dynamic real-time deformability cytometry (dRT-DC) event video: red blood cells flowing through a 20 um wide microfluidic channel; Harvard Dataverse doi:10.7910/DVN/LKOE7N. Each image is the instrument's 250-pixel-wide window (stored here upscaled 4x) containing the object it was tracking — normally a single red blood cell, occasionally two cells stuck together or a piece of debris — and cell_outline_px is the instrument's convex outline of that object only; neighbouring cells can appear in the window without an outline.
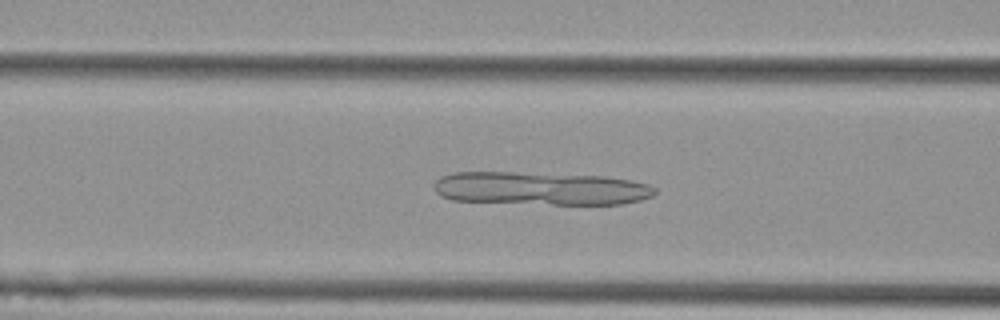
{"species": "Egyptian fruit bat (a non-hibernating species)", "species_latin": "Rousettus aegyptiacus", "temperature_condition": "cold", "stored_images_in_passage": 53, "camera_frame_rate_fps": 3000, "um_per_image_px": 0.085, "animal": {"sex": "female"}, "frame": {"image": 1, "passage_image": 21, "time_ms": 6.667, "image_size_px": [1000, 320], "cell_outline_px": [[656, 192], [652, 196], [640, 200], [620, 204], [552, 204], [452, 200], [440, 196], [436, 192], [436, 180], [440, 176], [452, 172], [512, 172], [604, 176], [632, 180], [648, 184], [656, 188]], "centroid_in_image_um": [45.97, 16.01], "position_along_channel_um": 120.6, "area_um2": 42.66}}
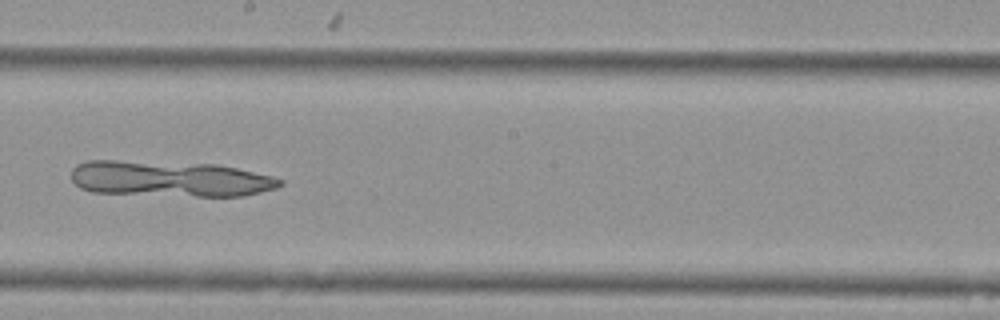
{"frame": {"image": 2, "passage_image": 30, "time_ms": 9.667, "image_size_px": [1000, 320], "cell_outline_px": [[284, 184], [276, 188], [244, 196], [196, 196], [92, 192], [80, 188], [72, 180], [72, 168], [76, 164], [88, 160], [116, 160], [216, 164], [236, 168], [272, 176], [284, 180]], "centroid_in_image_um": [14.43, 15.19], "position_along_channel_um": 233.8, "area_um2": 43.58}}
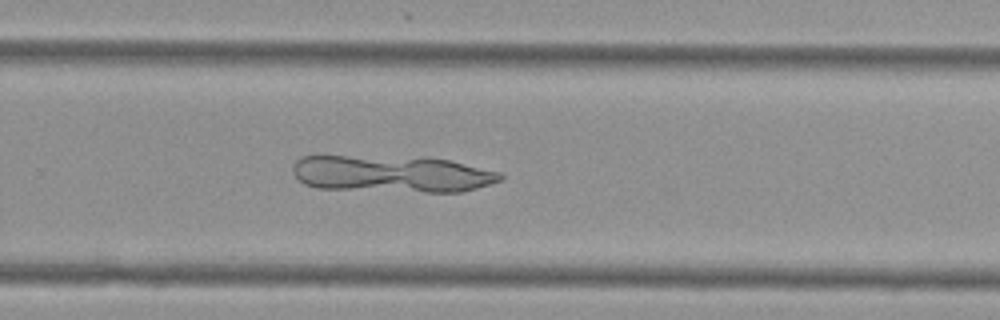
{"frame": {"image": 3, "passage_image": 35, "time_ms": 11.333, "image_size_px": [1000, 320], "cell_outline_px": [[504, 180], [476, 188], [460, 192], [428, 192], [316, 188], [304, 184], [292, 172], [292, 164], [300, 156], [320, 152], [428, 156], [448, 160], [500, 172], [504, 176]], "centroid_in_image_um": [33.17, 14.7], "position_along_channel_um": 296.6, "area_um2": 46.99}}